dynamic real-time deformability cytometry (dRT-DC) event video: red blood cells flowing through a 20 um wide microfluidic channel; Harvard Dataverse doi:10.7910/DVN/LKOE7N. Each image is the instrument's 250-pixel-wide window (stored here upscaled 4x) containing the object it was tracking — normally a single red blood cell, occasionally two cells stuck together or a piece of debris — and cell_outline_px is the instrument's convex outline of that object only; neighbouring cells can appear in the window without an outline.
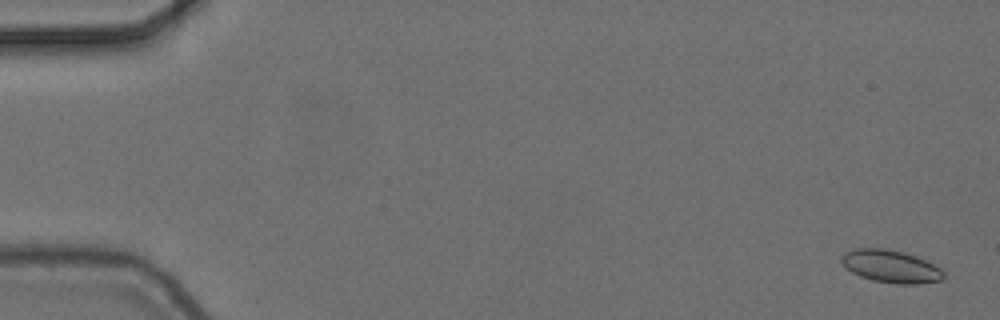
{"species": "common noctule bat (a hibernating species)", "species_latin": "Nyctalus noctula", "temperature_condition": "cold", "stored_images_in_passage": 8, "camera_frame_rate_fps": 3000, "um_per_image_px": 0.085, "animal": {"sex": "female", "body_mass_g": 24.6, "forearm_length_mm": 56.2}, "frame": {"image": 1, "passage_image": 1, "time_ms": 0.0, "image_size_px": [1000, 320], "cell_outline_px": [[944, 280], [916, 284], [896, 284], [872, 280], [860, 276], [852, 272], [840, 260], [840, 256], [844, 252], [856, 248], [884, 248], [904, 252], [916, 256], [940, 268], [944, 272]], "centroid_in_image_um": [75.72, 22.64], "position_along_channel_um": 9.3, "area_um2": 19.42}}
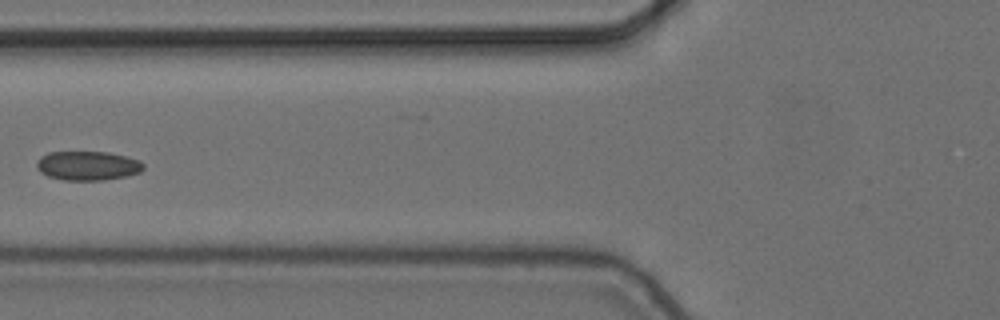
{"frame": {"image": 2, "passage_image": 7, "time_ms": 2.0, "image_size_px": [1000, 320], "cell_outline_px": [[144, 168], [140, 172], [128, 176], [104, 180], [64, 180], [48, 176], [40, 172], [36, 168], [36, 164], [40, 156], [48, 152], [108, 152], [140, 160], [144, 164]], "centroid_in_image_um": [7.45, 14.09], "position_along_channel_um": 118.3, "area_um2": 18.26}}
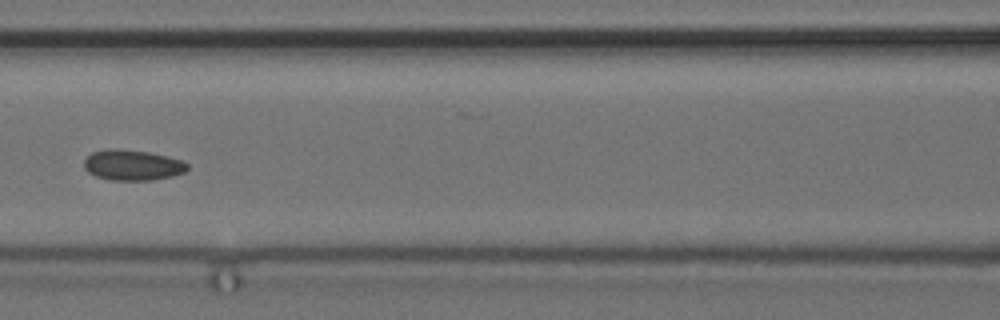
{"frame": {"image": 3, "passage_image": 8, "time_ms": 2.333, "image_size_px": [1000, 320], "cell_outline_px": [[188, 168], [184, 172], [172, 176], [152, 180], [108, 180], [96, 176], [88, 172], [84, 168], [84, 160], [92, 152], [108, 148], [112, 148], [148, 152], [168, 156], [184, 160], [188, 164]], "centroid_in_image_um": [11.26, 14.03], "position_along_channel_um": 155.3, "area_um2": 18.5}}